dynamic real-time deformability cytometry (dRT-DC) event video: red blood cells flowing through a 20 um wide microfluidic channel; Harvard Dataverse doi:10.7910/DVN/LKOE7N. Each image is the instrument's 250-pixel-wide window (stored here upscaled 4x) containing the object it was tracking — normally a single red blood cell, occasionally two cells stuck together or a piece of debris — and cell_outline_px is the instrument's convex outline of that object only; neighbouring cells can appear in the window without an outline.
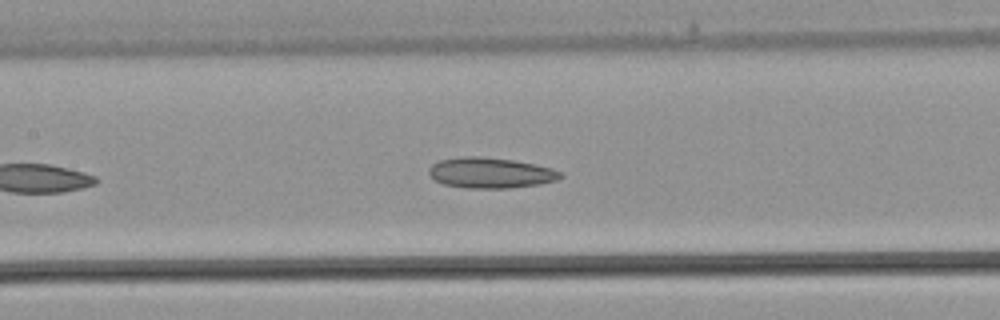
{"species": "common noctule bat (a hibernating species)", "species_latin": "Nyctalus noctula", "temperature_condition": "warm", "stored_images_in_passage": 19, "camera_frame_rate_fps": 3000, "um_per_image_px": 0.085, "animal": {"sex": "male", "body_mass_g": 21.5, "forearm_length_mm": 52.0}, "frame": {"image": 1, "passage_image": 9, "time_ms": 2.667, "image_size_px": [1000, 320], "cell_outline_px": [[564, 176], [556, 180], [540, 184], [508, 188], [464, 188], [444, 184], [436, 180], [428, 172], [428, 168], [432, 164], [440, 160], [460, 156], [480, 156], [512, 160], [536, 164], [552, 168], [564, 172]], "centroid_in_image_um": [41.72, 14.69], "position_along_channel_um": 165.7, "area_um2": 23.58}}